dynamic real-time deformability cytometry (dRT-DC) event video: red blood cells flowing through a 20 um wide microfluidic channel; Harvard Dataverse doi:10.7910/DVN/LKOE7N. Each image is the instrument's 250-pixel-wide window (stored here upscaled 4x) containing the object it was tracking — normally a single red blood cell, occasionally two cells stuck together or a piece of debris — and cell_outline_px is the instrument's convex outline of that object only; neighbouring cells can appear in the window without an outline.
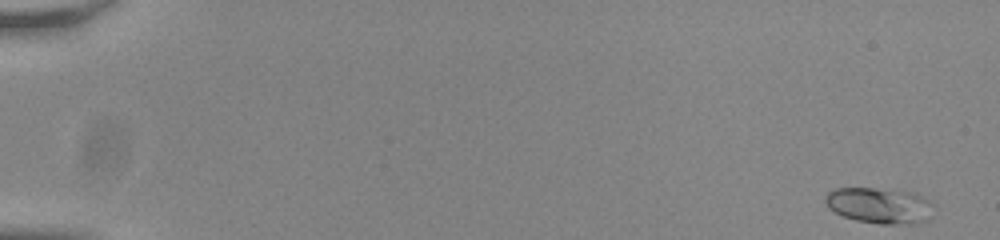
{"species": "common noctule bat (a hibernating species)", "species_latin": "Nyctalus noctula", "temperature_condition": "room temperature", "stored_images_in_passage": 54, "camera_frame_rate_fps": 3000, "um_per_image_px": 0.085, "animal": {"sex": "male", "body_mass_g": 20.0, "forearm_length_mm": 53.3}, "frame": {"image": 1, "passage_image": 1, "time_ms": 0.0, "image_size_px": [1000, 240], "cell_outline_px": [[932, 204], [928, 220], [920, 224], [880, 224], [856, 220], [844, 216], [828, 208], [824, 200], [824, 196], [828, 192], [836, 188], [872, 188], [916, 192], [928, 200]], "centroid_in_image_um": [74.75, 17.47], "position_along_channel_um": 10.2, "area_um2": 22.77}}
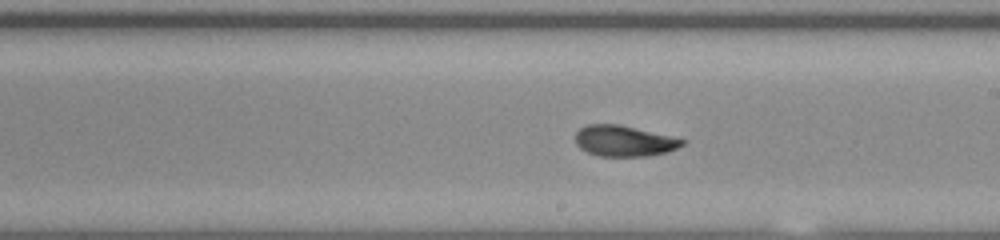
{"frame": {"image": 2, "passage_image": 32, "time_ms": 10.333, "image_size_px": [1000, 240], "cell_outline_px": [[688, 140], [684, 144], [668, 152], [648, 156], [596, 156], [580, 148], [576, 144], [576, 132], [580, 128], [588, 124], [620, 124]], "centroid_in_image_um": [53.06, 11.98], "position_along_channel_um": 235.9, "area_um2": 19.31}}
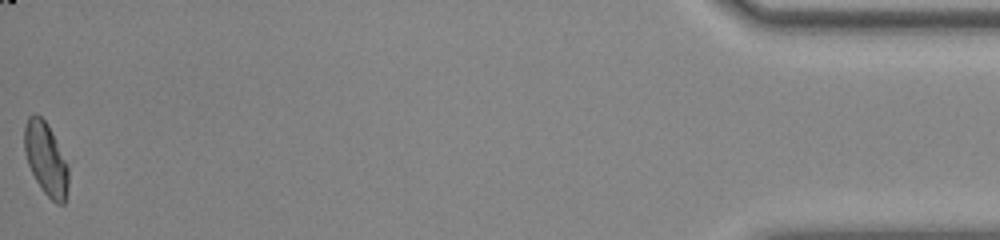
{"frame": {"image": 3, "passage_image": 54, "time_ms": 17.667, "image_size_px": [1000, 240], "cell_outline_px": [[68, 184], [64, 204], [56, 204], [44, 192], [36, 180], [28, 164], [24, 148], [24, 128], [28, 116], [36, 112], [48, 124], [68, 164]], "centroid_in_image_um": [3.9, 13.48], "position_along_channel_um": 431.3, "area_um2": 18.61}, "authors_computed_cell_mechanics": {"area_um2": 19.3919, "velocity_mm_per_s": 3.8279, "shape_relaxation_time_tau1_ms": 5.3541, "shape_relaxation_time_tau2_ms": 1.4627, "deformation_change_tau1": 0.1622, "deformation_change_tau2": 0.0655}}